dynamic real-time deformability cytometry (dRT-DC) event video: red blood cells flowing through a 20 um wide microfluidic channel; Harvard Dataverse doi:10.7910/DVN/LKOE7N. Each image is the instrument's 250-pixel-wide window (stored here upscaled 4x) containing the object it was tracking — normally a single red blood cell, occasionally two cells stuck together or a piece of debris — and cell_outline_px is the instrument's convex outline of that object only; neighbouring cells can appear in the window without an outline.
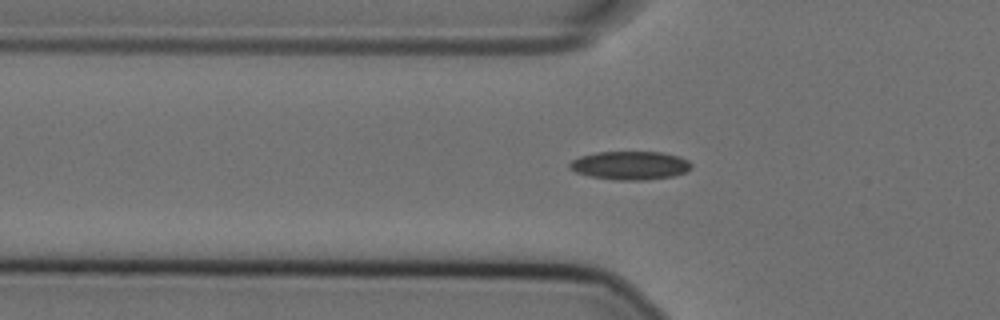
{"species": "Egyptian fruit bat (a non-hibernating species)", "species_latin": "Rousettus aegyptiacus", "temperature_condition": "cold", "stored_images_in_passage": 40, "camera_frame_rate_fps": 3000, "um_per_image_px": 0.085, "animal": {"sex": "female"}, "frame": {"image": 1, "passage_image": 8, "time_ms": 2.333, "image_size_px": [1000, 320], "cell_outline_px": [[692, 168], [684, 172], [672, 176], [644, 180], [616, 180], [588, 176], [576, 172], [568, 168], [568, 164], [572, 160], [580, 156], [596, 152], [660, 152], [680, 156], [688, 160], [692, 164]], "centroid_in_image_um": [53.54, 14.06], "position_along_channel_um": 72.3, "area_um2": 20.29}}
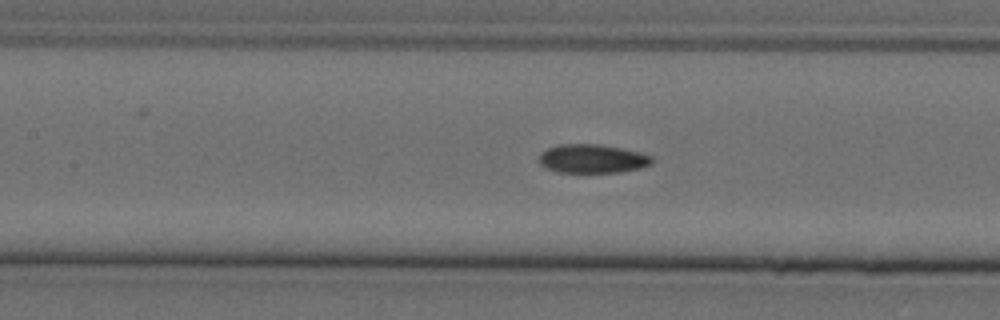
{"frame": {"image": 2, "passage_image": 15, "time_ms": 4.667, "image_size_px": [1000, 320], "cell_outline_px": [[652, 164], [640, 168], [620, 172], [556, 172], [540, 164], [540, 152], [548, 148], [560, 144], [600, 144], [640, 152], [652, 156]], "centroid_in_image_um": [50.36, 13.49], "position_along_channel_um": 157.0, "area_um2": 18.84}}
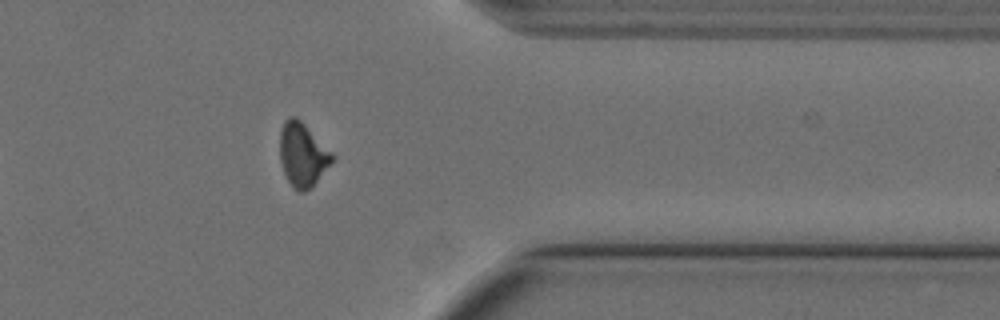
{"frame": {"image": 3, "passage_image": 35, "time_ms": 11.333, "image_size_px": [1000, 320], "cell_outline_px": [[336, 156], [312, 188], [304, 192], [300, 192], [292, 188], [284, 172], [280, 160], [280, 132], [284, 120], [288, 116], [296, 116]], "centroid_in_image_um": [25.71, 13.16], "position_along_channel_um": 385.7, "area_um2": 19.48}, "authors_computed_cell_mechanics": {"area_um2": 19.5942, "velocity_mm_per_s": 3.5868, "shape_relaxation_time_tau1_ms": 10.1337, "shape_relaxation_time_tau2_ms": 5.3928, "deformation_change_tau1": 0.1787, "deformation_change_tau2": 0.0901}}